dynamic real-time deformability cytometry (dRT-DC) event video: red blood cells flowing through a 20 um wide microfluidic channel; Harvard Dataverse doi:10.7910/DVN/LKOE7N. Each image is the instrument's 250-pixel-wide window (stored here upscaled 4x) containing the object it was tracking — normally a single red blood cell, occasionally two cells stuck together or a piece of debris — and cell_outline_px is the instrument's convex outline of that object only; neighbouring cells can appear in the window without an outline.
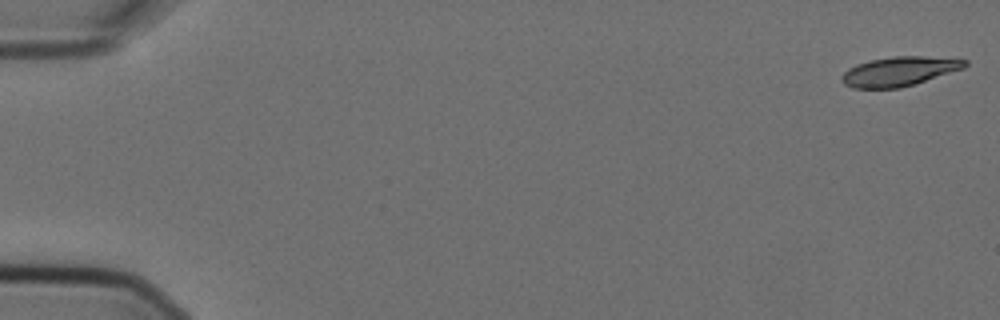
{"species": "Egyptian fruit bat (a non-hibernating species)", "species_latin": "Rousettus aegyptiacus", "temperature_condition": "cold", "stored_images_in_passage": 8, "camera_frame_rate_fps": 3000, "um_per_image_px": 0.085, "animal": {"sex": "female"}, "frame": {"image": 1, "passage_image": 1, "time_ms": 0.0, "image_size_px": [1000, 320], "cell_outline_px": [[968, 64], [964, 68], [900, 88], [852, 88], [844, 84], [840, 80], [840, 76], [848, 68], [856, 64], [872, 60], [892, 56], [924, 56], [968, 60]], "centroid_in_image_um": [76.39, 6.06], "position_along_channel_um": 8.6, "area_um2": 20.92}}
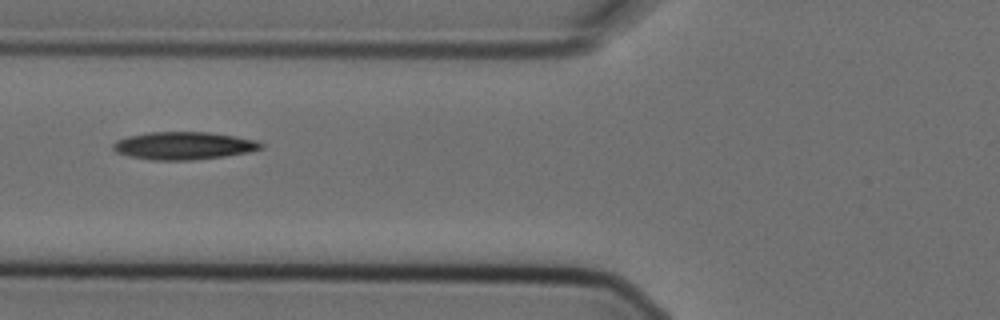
{"frame": {"image": 2, "passage_image": 7, "time_ms": 2.0, "image_size_px": [1000, 320], "cell_outline_px": [[264, 148], [248, 152], [224, 156], [192, 160], [152, 160], [128, 156], [116, 152], [112, 148], [112, 144], [116, 140], [128, 136], [148, 132], [208, 132], [236, 136], [256, 140], [264, 144]], "centroid_in_image_um": [15.61, 12.38], "position_along_channel_um": 110.2, "area_um2": 23.99}}
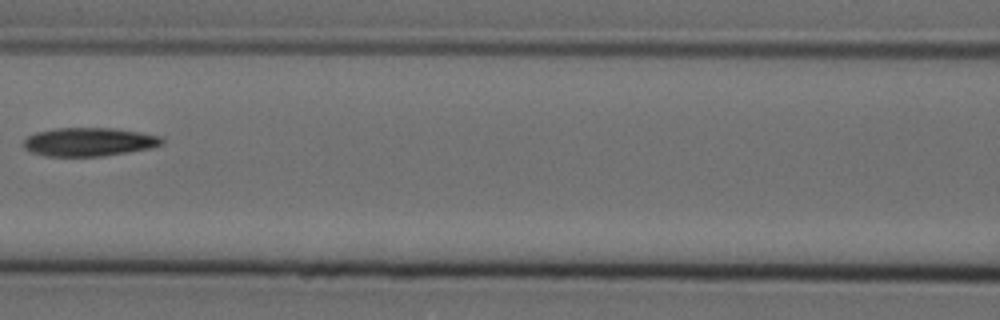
{"frame": {"image": 3, "passage_image": 8, "time_ms": 2.333, "image_size_px": [1000, 320], "cell_outline_px": [[164, 144], [152, 148], [128, 152], [100, 156], [44, 156], [32, 152], [24, 148], [24, 140], [28, 136], [36, 132], [56, 128], [112, 128], [140, 132], [160, 136], [164, 140]], "centroid_in_image_um": [7.58, 12.06], "position_along_channel_um": 159.0, "area_um2": 23.0}}